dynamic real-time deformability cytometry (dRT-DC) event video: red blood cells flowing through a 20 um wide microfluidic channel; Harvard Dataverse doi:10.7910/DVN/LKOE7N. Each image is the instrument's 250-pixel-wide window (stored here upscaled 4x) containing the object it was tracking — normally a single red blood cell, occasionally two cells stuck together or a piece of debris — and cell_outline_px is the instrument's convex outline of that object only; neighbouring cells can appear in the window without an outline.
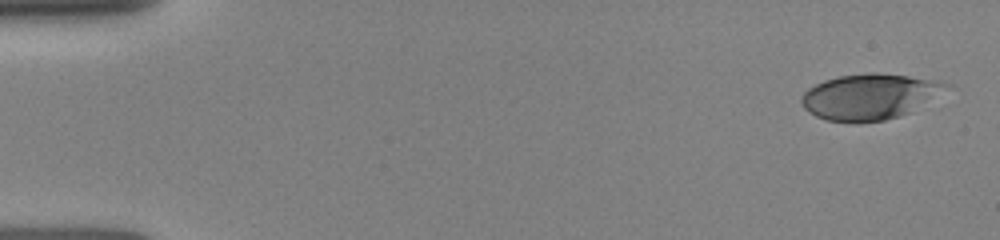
{"species": "human", "species_latin": "Homo sapiens", "temperature_condition": "room temperature", "stored_images_in_passage": 9, "camera_frame_rate_fps": 3000, "um_per_image_px": 0.085, "donor": {"sex": "female"}, "frame": {"image": 1, "passage_image": 1, "time_ms": 0.0, "image_size_px": [1000, 240], "cell_outline_px": [[952, 84], [912, 112], [900, 116], [884, 120], [856, 124], [828, 120], [816, 116], [808, 112], [804, 108], [800, 100], [804, 92], [808, 88], [824, 80], [840, 76], [872, 72], [876, 72], [940, 80]], "centroid_in_image_um": [73.89, 8.22], "position_along_channel_um": 11.1, "area_um2": 38.67}}
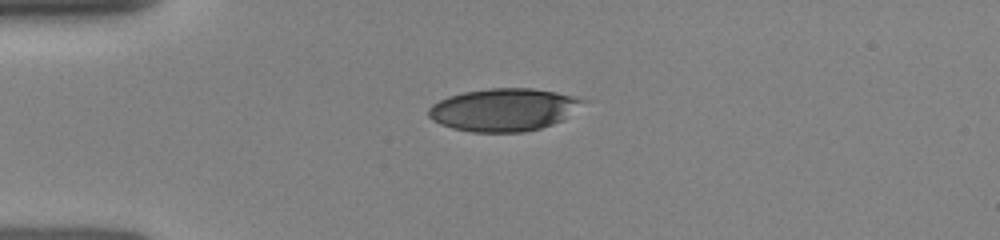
{"frame": {"image": 2, "passage_image": 8, "time_ms": 3.333, "image_size_px": [1000, 240], "cell_outline_px": [[588, 100], [564, 120], [540, 128], [524, 132], [472, 132], [452, 128], [440, 124], [432, 120], [428, 116], [428, 108], [432, 104], [448, 96], [464, 92], [492, 88], [532, 88], [556, 92]], "centroid_in_image_um": [42.81, 9.33], "position_along_channel_um": 42.2, "area_um2": 38.44}}